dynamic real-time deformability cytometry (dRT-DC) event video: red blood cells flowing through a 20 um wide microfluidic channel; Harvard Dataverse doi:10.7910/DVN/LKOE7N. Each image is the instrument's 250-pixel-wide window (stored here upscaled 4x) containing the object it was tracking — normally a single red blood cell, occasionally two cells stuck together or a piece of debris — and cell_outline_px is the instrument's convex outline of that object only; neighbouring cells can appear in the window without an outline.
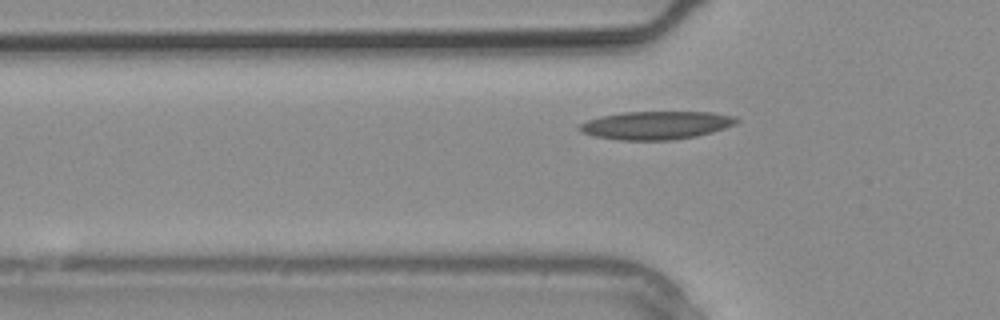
{"species": "common noctule bat (a hibernating species)", "species_latin": "Nyctalus noctula", "temperature_condition": "warm", "stored_images_in_passage": 3, "camera_frame_rate_fps": 3000, "um_per_image_px": 0.085, "animal": {"sex": "male", "body_mass_g": 20.4}, "frame": {"image": 1, "passage_image": 2, "time_ms": 0.333, "image_size_px": [1000, 320], "cell_outline_px": [[740, 120], [736, 124], [712, 132], [696, 136], [672, 140], [616, 140], [596, 136], [580, 132], [576, 128], [580, 124], [588, 120], [600, 116], [624, 112], [712, 112], [736, 116]], "centroid_in_image_um": [55.77, 10.64], "position_along_channel_um": 70.0, "area_um2": 25.89}}